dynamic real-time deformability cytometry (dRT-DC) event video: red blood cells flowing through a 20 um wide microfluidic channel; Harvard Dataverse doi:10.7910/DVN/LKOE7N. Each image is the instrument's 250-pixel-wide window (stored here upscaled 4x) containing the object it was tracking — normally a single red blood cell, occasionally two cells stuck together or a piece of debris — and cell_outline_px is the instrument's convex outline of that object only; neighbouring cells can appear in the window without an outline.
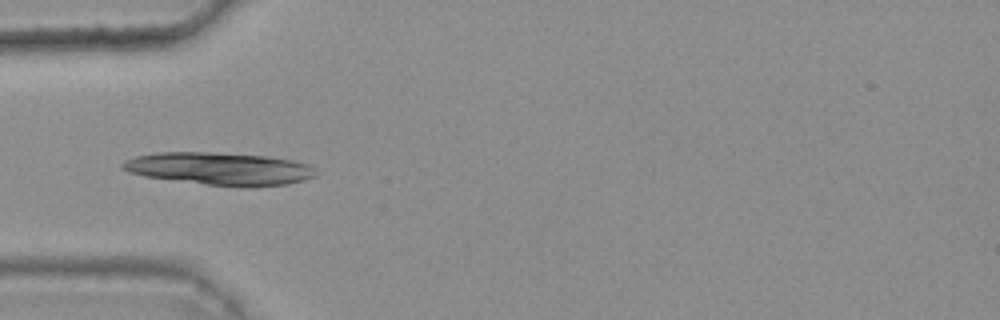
{"species": "common noctule bat (a hibernating species)", "species_latin": "Nyctalus noctula", "temperature_condition": "warm", "stored_images_in_passage": 28, "camera_frame_rate_fps": 3000, "um_per_image_px": 0.085, "animal": {"sex": "female", "body_mass_g": 25.1}, "frame": {"image": 1, "passage_image": 1, "time_ms": 0.0, "image_size_px": [1000, 320], "cell_outline_px": [[312, 176], [304, 180], [288, 184], [208, 184], [144, 176], [128, 172], [120, 168], [120, 164], [124, 160], [136, 156], [156, 152], [208, 152], [268, 156], [292, 160], [308, 164], [312, 168]], "centroid_in_image_um": [18.53, 14.29], "position_along_channel_um": 66.5, "area_um2": 35.43}}
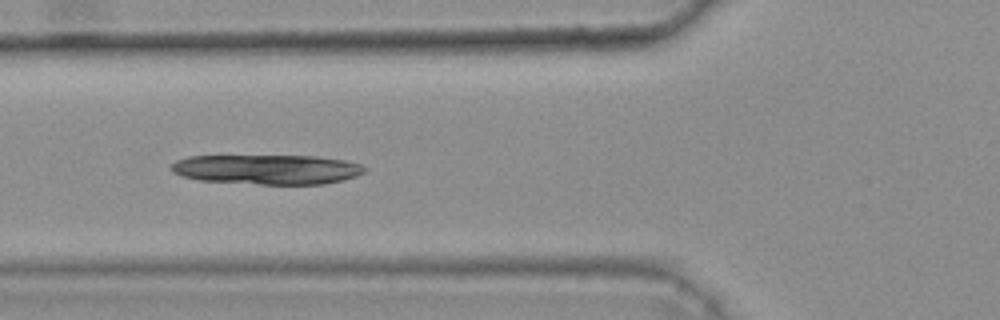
{"frame": {"image": 2, "passage_image": 4, "time_ms": 1.0, "image_size_px": [1000, 320], "cell_outline_px": [[368, 168], [364, 172], [356, 176], [344, 180], [324, 184], [260, 184], [200, 180], [184, 176], [172, 172], [168, 168], [176, 160], [188, 156], [316, 156], [344, 160], [360, 164]], "centroid_in_image_um": [22.72, 14.39], "position_along_channel_um": 103.1, "area_um2": 33.52}}
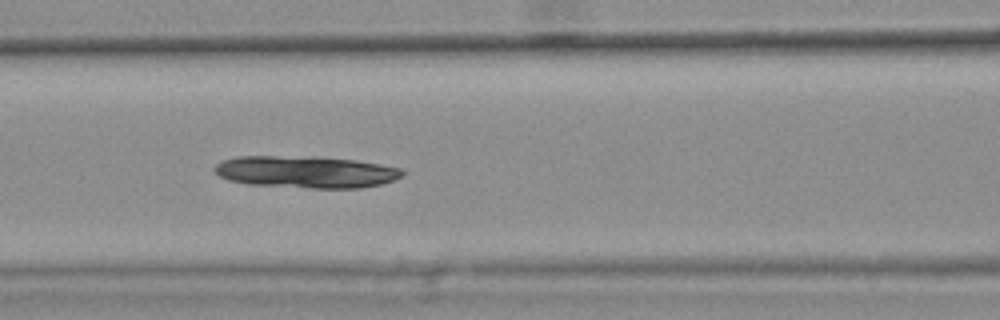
{"frame": {"image": 3, "passage_image": 7, "time_ms": 2.0, "image_size_px": [1000, 320], "cell_outline_px": [[404, 172], [400, 176], [392, 180], [380, 184], [360, 188], [308, 188], [248, 184], [228, 180], [212, 172], [212, 168], [216, 164], [224, 160], [236, 156], [320, 156], [356, 160], [380, 164], [400, 168]], "centroid_in_image_um": [25.94, 14.6], "position_along_channel_um": 140.7, "area_um2": 35.26}}